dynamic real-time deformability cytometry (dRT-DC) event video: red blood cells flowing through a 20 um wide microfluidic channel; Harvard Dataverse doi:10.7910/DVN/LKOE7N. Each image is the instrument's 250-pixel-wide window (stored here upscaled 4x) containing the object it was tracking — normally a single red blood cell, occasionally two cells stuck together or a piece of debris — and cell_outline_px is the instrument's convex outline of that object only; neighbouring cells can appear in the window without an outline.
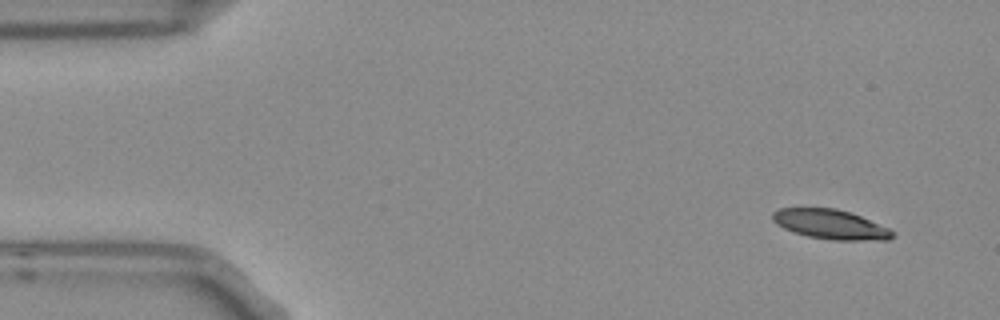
{"species": "Egyptian fruit bat (a non-hibernating species)", "species_latin": "Rousettus aegyptiacus", "temperature_condition": "room temperature", "stored_images_in_passage": 5, "segment_of_instrument_passage": [1, 2], "camera_frame_rate_fps": 3000, "um_per_image_px": 0.085, "frame": {"image": 1, "passage_image": 1, "time_ms": 0.0, "image_size_px": [1000, 320], "cell_outline_px": [[896, 236], [888, 240], [832, 240], [808, 236], [792, 232], [776, 224], [772, 220], [772, 212], [780, 208], [836, 208], [852, 212], [888, 228], [896, 232]], "centroid_in_image_um": [70.61, 19.07], "position_along_channel_um": 14.4, "area_um2": 20.87}}
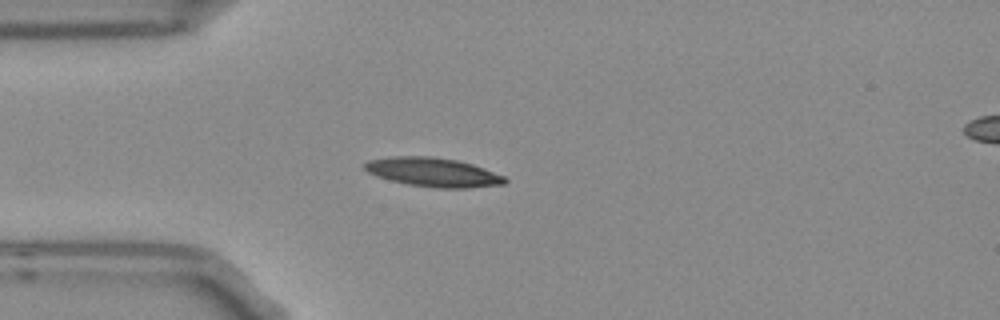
{"frame": {"image": 2, "passage_image": 4, "time_ms": 1.0, "image_size_px": [1000, 320], "cell_outline_px": [[508, 180], [504, 184], [468, 188], [436, 188], [408, 184], [376, 176], [368, 172], [364, 168], [364, 164], [368, 160], [388, 156], [432, 156], [456, 160], [472, 164], [484, 168], [504, 176]], "centroid_in_image_um": [36.81, 14.63], "position_along_channel_um": 48.2, "area_um2": 23.7}}